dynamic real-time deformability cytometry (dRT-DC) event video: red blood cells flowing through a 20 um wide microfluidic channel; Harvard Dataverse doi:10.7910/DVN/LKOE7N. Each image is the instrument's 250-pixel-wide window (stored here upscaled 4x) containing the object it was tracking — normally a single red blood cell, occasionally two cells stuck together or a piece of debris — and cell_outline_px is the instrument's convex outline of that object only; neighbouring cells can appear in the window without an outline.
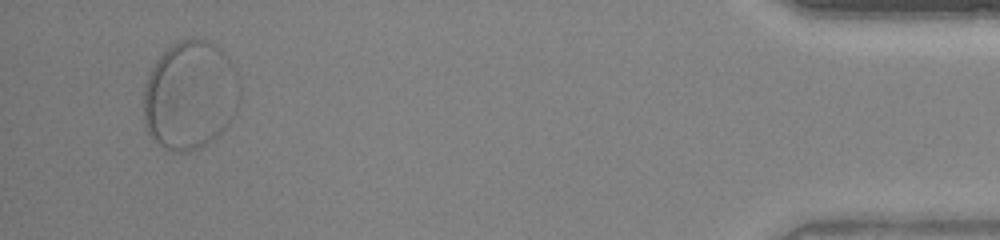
{"species": "human", "species_latin": "Homo sapiens", "temperature_condition": "warm", "stored_images_in_passage": 35, "segment_of_instrument_passage": [2, 2], "camera_frame_rate_fps": 3000, "um_per_image_px": 0.085, "donor": {"sex": "female"}, "frame": {"image": 1, "passage_image": 33, "time_ms": 10.667, "image_size_px": [1000, 240], "cell_outline_px": [[240, 100], [236, 112], [228, 124], [208, 144], [200, 148], [188, 152], [172, 152], [156, 144], [148, 132], [144, 124], [144, 84], [156, 60], [172, 44], [180, 40], [208, 40], [216, 44], [224, 52], [232, 64], [236, 72], [240, 84]], "centroid_in_image_um": [16.16, 8.12], "position_along_channel_um": 419.0, "area_um2": 61.5}}